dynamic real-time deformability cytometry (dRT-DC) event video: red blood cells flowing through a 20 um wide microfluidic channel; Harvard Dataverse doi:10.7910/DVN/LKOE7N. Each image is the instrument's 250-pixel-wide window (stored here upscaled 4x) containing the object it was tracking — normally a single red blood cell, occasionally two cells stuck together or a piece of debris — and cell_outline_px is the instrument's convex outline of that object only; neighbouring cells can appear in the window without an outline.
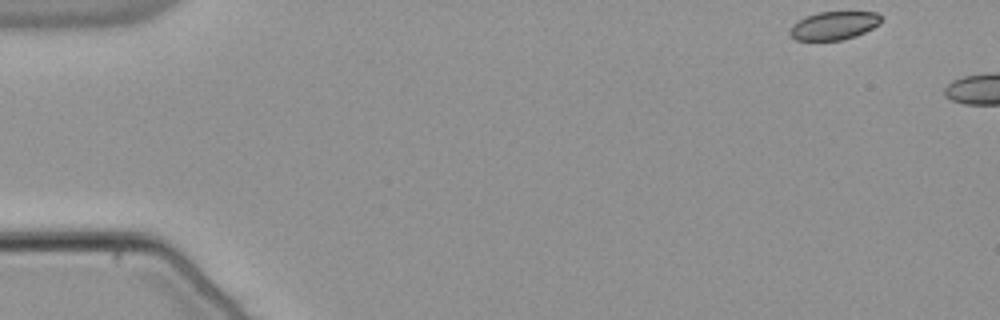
{"species": "common noctule bat (a hibernating species)", "species_latin": "Nyctalus noctula", "temperature_condition": "warm", "stored_images_in_passage": 5, "camera_frame_rate_fps": 3000, "um_per_image_px": 0.085, "animal": {"sex": "male", "body_mass_g": 21.5, "forearm_length_mm": 52.0}, "frame": {"image": 1, "passage_image": 1, "time_ms": 0.0, "image_size_px": [1000, 320], "cell_outline_px": [[880, 24], [856, 36], [840, 40], [796, 40], [788, 32], [792, 24], [804, 16], [820, 12], [876, 12], [880, 16]], "centroid_in_image_um": [70.85, 2.17], "position_along_channel_um": 14.2, "area_um2": 14.97}}